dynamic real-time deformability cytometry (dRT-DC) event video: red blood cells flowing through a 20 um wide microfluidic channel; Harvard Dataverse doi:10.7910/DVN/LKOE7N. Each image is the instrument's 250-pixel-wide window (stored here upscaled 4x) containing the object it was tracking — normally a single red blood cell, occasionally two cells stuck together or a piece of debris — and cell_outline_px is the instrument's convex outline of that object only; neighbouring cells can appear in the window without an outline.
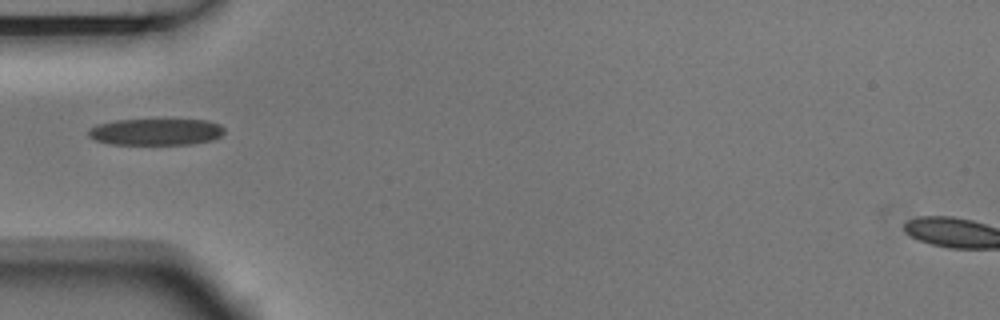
{"species": "Egyptian fruit bat (a non-hibernating species)", "species_latin": "Rousettus aegyptiacus", "temperature_condition": "room temperature", "stored_images_in_passage": 1, "camera_frame_rate_fps": 3000, "um_per_image_px": 0.085, "animal": {"sex": "male"}, "frame": {"image": 1, "passage_image": 1, "time_ms": 0.0, "image_size_px": [1000, 320], "cell_outline_px": [[224, 132], [220, 136], [212, 140], [192, 144], [112, 144], [96, 140], [88, 136], [88, 132], [96, 124], [116, 120], [208, 120], [220, 124], [224, 128]], "centroid_in_image_um": [13.28, 11.21], "position_along_channel_um": 71.7, "area_um2": 20.98}}